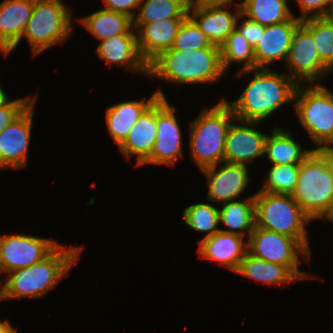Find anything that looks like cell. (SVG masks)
Masks as SVG:
<instances>
[{"instance_id": "2e32d148", "label": "cell", "mask_w": 333, "mask_h": 333, "mask_svg": "<svg viewBox=\"0 0 333 333\" xmlns=\"http://www.w3.org/2000/svg\"><path fill=\"white\" fill-rule=\"evenodd\" d=\"M222 168L216 170L218 165L210 166L201 171L208 177L207 199L223 204L238 198L246 189L250 177L246 165L223 162Z\"/></svg>"}, {"instance_id": "60d3db41", "label": "cell", "mask_w": 333, "mask_h": 333, "mask_svg": "<svg viewBox=\"0 0 333 333\" xmlns=\"http://www.w3.org/2000/svg\"><path fill=\"white\" fill-rule=\"evenodd\" d=\"M328 221H333V207L331 209V211L329 212V214L326 216V218Z\"/></svg>"}, {"instance_id": "4316f807", "label": "cell", "mask_w": 333, "mask_h": 333, "mask_svg": "<svg viewBox=\"0 0 333 333\" xmlns=\"http://www.w3.org/2000/svg\"><path fill=\"white\" fill-rule=\"evenodd\" d=\"M219 222L230 229H220V231L244 237V232L248 230L247 238H249L255 227L254 195L246 198L244 202L230 201L223 204V208L219 210Z\"/></svg>"}, {"instance_id": "4dcf8cb0", "label": "cell", "mask_w": 333, "mask_h": 333, "mask_svg": "<svg viewBox=\"0 0 333 333\" xmlns=\"http://www.w3.org/2000/svg\"><path fill=\"white\" fill-rule=\"evenodd\" d=\"M302 24L312 33L321 61L333 70V20L329 16L310 18Z\"/></svg>"}, {"instance_id": "ab89813d", "label": "cell", "mask_w": 333, "mask_h": 333, "mask_svg": "<svg viewBox=\"0 0 333 333\" xmlns=\"http://www.w3.org/2000/svg\"><path fill=\"white\" fill-rule=\"evenodd\" d=\"M16 329L12 328L10 322L7 320L0 321V333H16Z\"/></svg>"}, {"instance_id": "7bdbcfd3", "label": "cell", "mask_w": 333, "mask_h": 333, "mask_svg": "<svg viewBox=\"0 0 333 333\" xmlns=\"http://www.w3.org/2000/svg\"><path fill=\"white\" fill-rule=\"evenodd\" d=\"M0 274H1V271H0ZM0 287H1V285L3 284V280H0ZM0 293H3V285H2V287H1V289H0Z\"/></svg>"}, {"instance_id": "836d02e7", "label": "cell", "mask_w": 333, "mask_h": 333, "mask_svg": "<svg viewBox=\"0 0 333 333\" xmlns=\"http://www.w3.org/2000/svg\"><path fill=\"white\" fill-rule=\"evenodd\" d=\"M211 45L212 43L207 36L200 30L197 24L187 16L178 28L171 49L185 51L207 48Z\"/></svg>"}, {"instance_id": "8992f818", "label": "cell", "mask_w": 333, "mask_h": 333, "mask_svg": "<svg viewBox=\"0 0 333 333\" xmlns=\"http://www.w3.org/2000/svg\"><path fill=\"white\" fill-rule=\"evenodd\" d=\"M254 203L255 227L295 238L310 252L305 224L312 219L292 195L258 191Z\"/></svg>"}, {"instance_id": "d6a6232c", "label": "cell", "mask_w": 333, "mask_h": 333, "mask_svg": "<svg viewBox=\"0 0 333 333\" xmlns=\"http://www.w3.org/2000/svg\"><path fill=\"white\" fill-rule=\"evenodd\" d=\"M299 167L297 164L272 165L268 179L259 191L292 195L296 189Z\"/></svg>"}, {"instance_id": "7a4b0ae2", "label": "cell", "mask_w": 333, "mask_h": 333, "mask_svg": "<svg viewBox=\"0 0 333 333\" xmlns=\"http://www.w3.org/2000/svg\"><path fill=\"white\" fill-rule=\"evenodd\" d=\"M225 73L220 46L192 50L169 49L148 65V75L172 83H211Z\"/></svg>"}, {"instance_id": "f546056e", "label": "cell", "mask_w": 333, "mask_h": 333, "mask_svg": "<svg viewBox=\"0 0 333 333\" xmlns=\"http://www.w3.org/2000/svg\"><path fill=\"white\" fill-rule=\"evenodd\" d=\"M221 63L226 72L230 62H244L241 70L255 69L254 47L235 29L220 46Z\"/></svg>"}, {"instance_id": "44dd1931", "label": "cell", "mask_w": 333, "mask_h": 333, "mask_svg": "<svg viewBox=\"0 0 333 333\" xmlns=\"http://www.w3.org/2000/svg\"><path fill=\"white\" fill-rule=\"evenodd\" d=\"M242 236L218 231L199 243L201 257L218 261L220 265L235 272L247 253V243ZM245 243V244H244Z\"/></svg>"}, {"instance_id": "f6af8a7d", "label": "cell", "mask_w": 333, "mask_h": 333, "mask_svg": "<svg viewBox=\"0 0 333 333\" xmlns=\"http://www.w3.org/2000/svg\"><path fill=\"white\" fill-rule=\"evenodd\" d=\"M0 300H4L3 299V293H0Z\"/></svg>"}, {"instance_id": "52a82bcc", "label": "cell", "mask_w": 333, "mask_h": 333, "mask_svg": "<svg viewBox=\"0 0 333 333\" xmlns=\"http://www.w3.org/2000/svg\"><path fill=\"white\" fill-rule=\"evenodd\" d=\"M312 86L302 89L298 85L295 111L311 140L318 144L315 150H333V93L319 83Z\"/></svg>"}, {"instance_id": "ffe728a7", "label": "cell", "mask_w": 333, "mask_h": 333, "mask_svg": "<svg viewBox=\"0 0 333 333\" xmlns=\"http://www.w3.org/2000/svg\"><path fill=\"white\" fill-rule=\"evenodd\" d=\"M157 135V100L141 115L118 146L126 158L135 155L137 165H142L151 155Z\"/></svg>"}, {"instance_id": "f35d334b", "label": "cell", "mask_w": 333, "mask_h": 333, "mask_svg": "<svg viewBox=\"0 0 333 333\" xmlns=\"http://www.w3.org/2000/svg\"><path fill=\"white\" fill-rule=\"evenodd\" d=\"M234 0H190L191 5L202 7H231Z\"/></svg>"}, {"instance_id": "d590c367", "label": "cell", "mask_w": 333, "mask_h": 333, "mask_svg": "<svg viewBox=\"0 0 333 333\" xmlns=\"http://www.w3.org/2000/svg\"><path fill=\"white\" fill-rule=\"evenodd\" d=\"M301 8L299 20L329 16L333 7V0H297Z\"/></svg>"}, {"instance_id": "ac0fdd59", "label": "cell", "mask_w": 333, "mask_h": 333, "mask_svg": "<svg viewBox=\"0 0 333 333\" xmlns=\"http://www.w3.org/2000/svg\"><path fill=\"white\" fill-rule=\"evenodd\" d=\"M185 18L161 19L143 24L137 31L140 57L149 65L162 52L172 48L178 28Z\"/></svg>"}, {"instance_id": "ee69618b", "label": "cell", "mask_w": 333, "mask_h": 333, "mask_svg": "<svg viewBox=\"0 0 333 333\" xmlns=\"http://www.w3.org/2000/svg\"><path fill=\"white\" fill-rule=\"evenodd\" d=\"M329 17L332 18V20H333V7H332V10H331V13H330Z\"/></svg>"}, {"instance_id": "5b68a950", "label": "cell", "mask_w": 333, "mask_h": 333, "mask_svg": "<svg viewBox=\"0 0 333 333\" xmlns=\"http://www.w3.org/2000/svg\"><path fill=\"white\" fill-rule=\"evenodd\" d=\"M236 117L225 99L201 112L191 124V156L200 170L224 162L225 138Z\"/></svg>"}, {"instance_id": "8d00e7d4", "label": "cell", "mask_w": 333, "mask_h": 333, "mask_svg": "<svg viewBox=\"0 0 333 333\" xmlns=\"http://www.w3.org/2000/svg\"><path fill=\"white\" fill-rule=\"evenodd\" d=\"M236 29L242 34V36L254 47L261 37V33H264V26L250 20L245 19L240 26H236Z\"/></svg>"}, {"instance_id": "277c9868", "label": "cell", "mask_w": 333, "mask_h": 333, "mask_svg": "<svg viewBox=\"0 0 333 333\" xmlns=\"http://www.w3.org/2000/svg\"><path fill=\"white\" fill-rule=\"evenodd\" d=\"M293 199L313 220L333 207V150H313L300 164Z\"/></svg>"}, {"instance_id": "9c48e42d", "label": "cell", "mask_w": 333, "mask_h": 333, "mask_svg": "<svg viewBox=\"0 0 333 333\" xmlns=\"http://www.w3.org/2000/svg\"><path fill=\"white\" fill-rule=\"evenodd\" d=\"M247 252L256 258L287 266L299 279L311 277L298 270V253L308 259L310 252L295 238L254 227L247 242Z\"/></svg>"}, {"instance_id": "1f68e13d", "label": "cell", "mask_w": 333, "mask_h": 333, "mask_svg": "<svg viewBox=\"0 0 333 333\" xmlns=\"http://www.w3.org/2000/svg\"><path fill=\"white\" fill-rule=\"evenodd\" d=\"M185 223L196 231L207 232L204 238L211 237L220 231L219 209L210 204L199 203L185 208L183 213Z\"/></svg>"}, {"instance_id": "e0dca14e", "label": "cell", "mask_w": 333, "mask_h": 333, "mask_svg": "<svg viewBox=\"0 0 333 333\" xmlns=\"http://www.w3.org/2000/svg\"><path fill=\"white\" fill-rule=\"evenodd\" d=\"M235 14L224 7H202L189 4L188 16L197 24L212 44L221 46L236 29L238 18L243 17L240 6Z\"/></svg>"}, {"instance_id": "3957f363", "label": "cell", "mask_w": 333, "mask_h": 333, "mask_svg": "<svg viewBox=\"0 0 333 333\" xmlns=\"http://www.w3.org/2000/svg\"><path fill=\"white\" fill-rule=\"evenodd\" d=\"M80 253V247L65 249L59 245L42 261L10 271L7 277H4L6 282L3 285V299L43 297L67 274Z\"/></svg>"}, {"instance_id": "ba28073f", "label": "cell", "mask_w": 333, "mask_h": 333, "mask_svg": "<svg viewBox=\"0 0 333 333\" xmlns=\"http://www.w3.org/2000/svg\"><path fill=\"white\" fill-rule=\"evenodd\" d=\"M72 12L62 0H35L22 37L27 38L33 55L63 43L71 34Z\"/></svg>"}, {"instance_id": "83f0119b", "label": "cell", "mask_w": 333, "mask_h": 333, "mask_svg": "<svg viewBox=\"0 0 333 333\" xmlns=\"http://www.w3.org/2000/svg\"><path fill=\"white\" fill-rule=\"evenodd\" d=\"M239 6L243 16L262 26L286 22L294 16L287 0H244Z\"/></svg>"}, {"instance_id": "7402d4cb", "label": "cell", "mask_w": 333, "mask_h": 333, "mask_svg": "<svg viewBox=\"0 0 333 333\" xmlns=\"http://www.w3.org/2000/svg\"><path fill=\"white\" fill-rule=\"evenodd\" d=\"M158 98H166L162 90L155 91L148 100L143 97L141 101H126L107 108L106 123L108 131L118 146L126 139L141 115Z\"/></svg>"}, {"instance_id": "74e56055", "label": "cell", "mask_w": 333, "mask_h": 333, "mask_svg": "<svg viewBox=\"0 0 333 333\" xmlns=\"http://www.w3.org/2000/svg\"><path fill=\"white\" fill-rule=\"evenodd\" d=\"M106 10L119 12L128 15L132 19L135 15V8L139 7L141 0H103Z\"/></svg>"}, {"instance_id": "d4e9b609", "label": "cell", "mask_w": 333, "mask_h": 333, "mask_svg": "<svg viewBox=\"0 0 333 333\" xmlns=\"http://www.w3.org/2000/svg\"><path fill=\"white\" fill-rule=\"evenodd\" d=\"M80 22L100 41L119 34H135L131 17L106 9L96 11L80 19Z\"/></svg>"}, {"instance_id": "7c38bea8", "label": "cell", "mask_w": 333, "mask_h": 333, "mask_svg": "<svg viewBox=\"0 0 333 333\" xmlns=\"http://www.w3.org/2000/svg\"><path fill=\"white\" fill-rule=\"evenodd\" d=\"M175 107L166 98L157 99V135L150 157L142 164H167L173 166L182 156V135L175 117Z\"/></svg>"}, {"instance_id": "8fae6325", "label": "cell", "mask_w": 333, "mask_h": 333, "mask_svg": "<svg viewBox=\"0 0 333 333\" xmlns=\"http://www.w3.org/2000/svg\"><path fill=\"white\" fill-rule=\"evenodd\" d=\"M286 67L292 71L288 75L298 84L306 80L314 85L331 72L319 57L312 33L302 23L294 32Z\"/></svg>"}, {"instance_id": "f1b7e54d", "label": "cell", "mask_w": 333, "mask_h": 333, "mask_svg": "<svg viewBox=\"0 0 333 333\" xmlns=\"http://www.w3.org/2000/svg\"><path fill=\"white\" fill-rule=\"evenodd\" d=\"M189 4L190 0H141L140 11L133 18V28L137 30L143 24L161 19L186 18Z\"/></svg>"}, {"instance_id": "cb8c5ba5", "label": "cell", "mask_w": 333, "mask_h": 333, "mask_svg": "<svg viewBox=\"0 0 333 333\" xmlns=\"http://www.w3.org/2000/svg\"><path fill=\"white\" fill-rule=\"evenodd\" d=\"M271 134L266 137L264 154L273 165H300L314 150L301 149L300 144L293 140L291 133L280 128L274 127Z\"/></svg>"}, {"instance_id": "e575fe53", "label": "cell", "mask_w": 333, "mask_h": 333, "mask_svg": "<svg viewBox=\"0 0 333 333\" xmlns=\"http://www.w3.org/2000/svg\"><path fill=\"white\" fill-rule=\"evenodd\" d=\"M8 95L0 100V132L15 120L35 99L20 98L14 101H8Z\"/></svg>"}, {"instance_id": "603a6c76", "label": "cell", "mask_w": 333, "mask_h": 333, "mask_svg": "<svg viewBox=\"0 0 333 333\" xmlns=\"http://www.w3.org/2000/svg\"><path fill=\"white\" fill-rule=\"evenodd\" d=\"M96 51L111 66L123 65L132 71L148 74V65L138 51L136 34H119L102 40Z\"/></svg>"}, {"instance_id": "6da1fadb", "label": "cell", "mask_w": 333, "mask_h": 333, "mask_svg": "<svg viewBox=\"0 0 333 333\" xmlns=\"http://www.w3.org/2000/svg\"><path fill=\"white\" fill-rule=\"evenodd\" d=\"M254 72L243 93L227 102L237 120L261 122L284 104L294 101L298 83L289 75L271 72L270 68L240 70L237 76Z\"/></svg>"}, {"instance_id": "5bb4252c", "label": "cell", "mask_w": 333, "mask_h": 333, "mask_svg": "<svg viewBox=\"0 0 333 333\" xmlns=\"http://www.w3.org/2000/svg\"><path fill=\"white\" fill-rule=\"evenodd\" d=\"M239 122L241 125L231 123L228 128L224 162L247 165V162L264 155L267 135L254 129L253 126H256L258 122L243 120Z\"/></svg>"}, {"instance_id": "30bf717a", "label": "cell", "mask_w": 333, "mask_h": 333, "mask_svg": "<svg viewBox=\"0 0 333 333\" xmlns=\"http://www.w3.org/2000/svg\"><path fill=\"white\" fill-rule=\"evenodd\" d=\"M59 243L27 235L0 236V271L9 273L29 267L50 255Z\"/></svg>"}, {"instance_id": "4fadbf2b", "label": "cell", "mask_w": 333, "mask_h": 333, "mask_svg": "<svg viewBox=\"0 0 333 333\" xmlns=\"http://www.w3.org/2000/svg\"><path fill=\"white\" fill-rule=\"evenodd\" d=\"M35 101L0 132V168L27 166Z\"/></svg>"}, {"instance_id": "484cf974", "label": "cell", "mask_w": 333, "mask_h": 333, "mask_svg": "<svg viewBox=\"0 0 333 333\" xmlns=\"http://www.w3.org/2000/svg\"><path fill=\"white\" fill-rule=\"evenodd\" d=\"M235 272L265 284L290 283L299 279L287 266L256 258L248 252Z\"/></svg>"}, {"instance_id": "9a60e30c", "label": "cell", "mask_w": 333, "mask_h": 333, "mask_svg": "<svg viewBox=\"0 0 333 333\" xmlns=\"http://www.w3.org/2000/svg\"><path fill=\"white\" fill-rule=\"evenodd\" d=\"M301 23L293 16L286 22L264 26V33L254 46L255 68H269L280 59L286 61L294 32Z\"/></svg>"}, {"instance_id": "b9f144b4", "label": "cell", "mask_w": 333, "mask_h": 333, "mask_svg": "<svg viewBox=\"0 0 333 333\" xmlns=\"http://www.w3.org/2000/svg\"><path fill=\"white\" fill-rule=\"evenodd\" d=\"M6 95H7V94L4 93L2 87L0 86V100H1L4 96H6Z\"/></svg>"}, {"instance_id": "d6986e66", "label": "cell", "mask_w": 333, "mask_h": 333, "mask_svg": "<svg viewBox=\"0 0 333 333\" xmlns=\"http://www.w3.org/2000/svg\"><path fill=\"white\" fill-rule=\"evenodd\" d=\"M35 0H4L0 4V51L9 54L22 39Z\"/></svg>"}]
</instances>
